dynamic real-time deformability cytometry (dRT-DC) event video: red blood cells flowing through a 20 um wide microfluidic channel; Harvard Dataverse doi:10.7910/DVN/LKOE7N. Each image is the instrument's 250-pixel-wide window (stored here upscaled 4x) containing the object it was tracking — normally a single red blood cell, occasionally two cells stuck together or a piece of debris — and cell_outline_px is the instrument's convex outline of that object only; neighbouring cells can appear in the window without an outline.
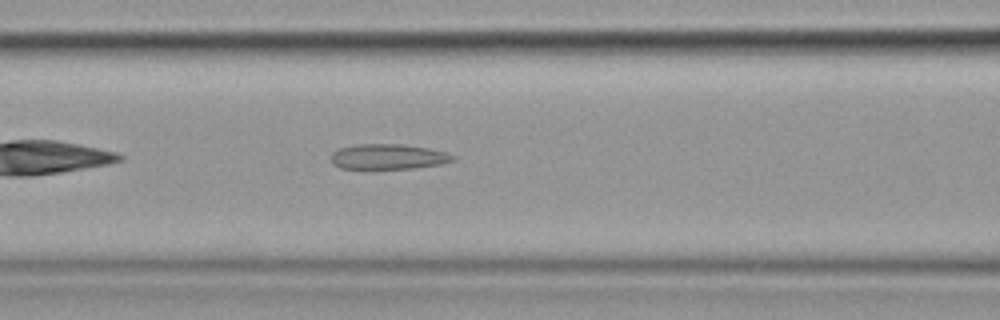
{"species": "common noctule bat (a hibernating species)", "species_latin": "Nyctalus noctula", "temperature_condition": "cold", "stored_images_in_passage": 39, "camera_frame_rate_fps": 3000, "um_per_image_px": 0.085, "animal": {"sex": "female", "body_mass_g": 19.9}, "frame": {"image": 1, "passage_image": 8, "time_ms": 2.333, "image_size_px": [1000, 320], "cell_outline_px": [[456, 160], [440, 164], [416, 168], [340, 168], [332, 164], [332, 152], [340, 148], [356, 144], [404, 144], [428, 148], [448, 152], [456, 156]], "centroid_in_image_um": [33.04, 13.31], "position_along_channel_um": 133.6, "area_um2": 17.98}}
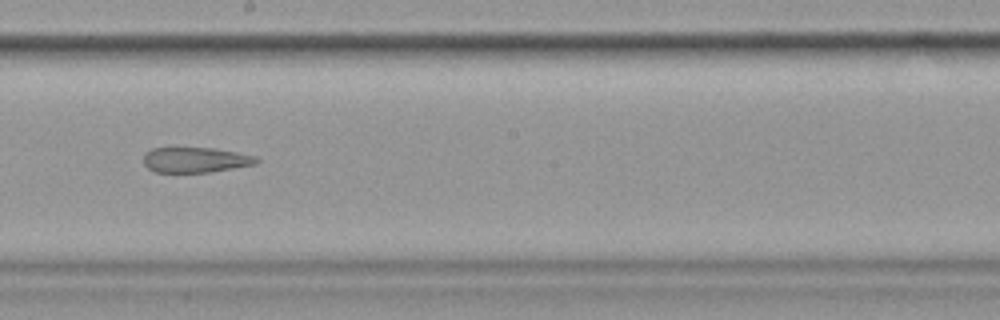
{"frame": {"image": 2, "passage_image": 16, "time_ms": 5.0, "image_size_px": [1000, 320], "cell_outline_px": [[260, 160], [256, 164], [208, 172], [156, 172], [148, 168], [144, 164], [144, 152], [152, 148], [172, 144], [216, 148], [256, 156]], "centroid_in_image_um": [16.54, 13.52], "position_along_channel_um": 231.7, "area_um2": 17.51}}
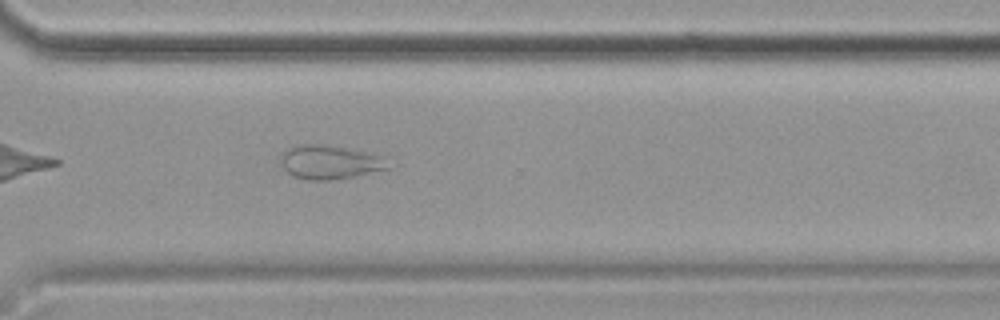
{"frame": {"image": 3, "passage_image": 25, "time_ms": 8.0, "image_size_px": [1000, 320], "cell_outline_px": [[396, 168], [352, 176], [328, 180], [308, 180], [292, 176], [284, 168], [280, 160], [280, 156], [284, 148], [300, 144], [316, 144], [344, 148], [388, 156], [396, 164]], "centroid_in_image_um": [28.15, 13.78], "position_along_channel_um": 342.5, "area_um2": 21.79}}